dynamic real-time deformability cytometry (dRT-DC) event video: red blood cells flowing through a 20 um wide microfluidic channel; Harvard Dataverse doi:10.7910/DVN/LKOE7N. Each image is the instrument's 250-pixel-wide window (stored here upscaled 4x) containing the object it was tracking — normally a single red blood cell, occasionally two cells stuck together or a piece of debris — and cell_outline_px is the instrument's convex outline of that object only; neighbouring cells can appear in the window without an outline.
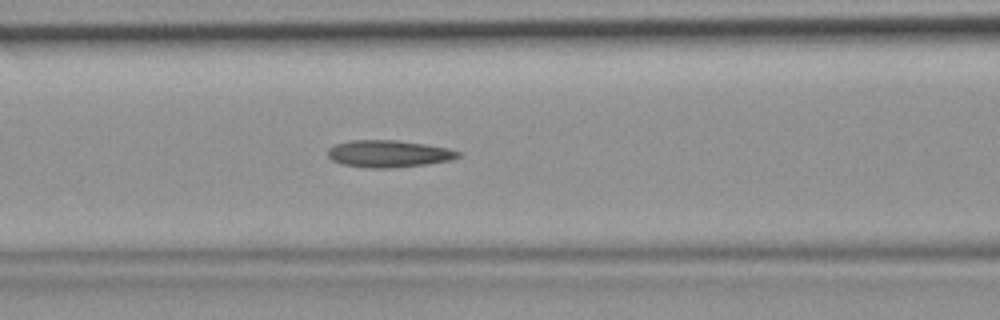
{"species": "common noctule bat (a hibernating species)", "species_latin": "Nyctalus noctula", "temperature_condition": "room temperature", "stored_images_in_passage": 42, "camera_frame_rate_fps": 3000, "um_per_image_px": 0.085, "animal": {"sex": "female", "body_mass_g": 19.9}, "frame": {"image": 1, "passage_image": 15, "time_ms": 4.667, "image_size_px": [1000, 320], "cell_outline_px": [[460, 156], [452, 160], [428, 164], [388, 168], [368, 168], [340, 164], [332, 160], [328, 156], [328, 148], [336, 144], [348, 140], [396, 140], [428, 144], [448, 148], [460, 152]], "centroid_in_image_um": [33.03, 13.06], "position_along_channel_um": 133.6, "area_um2": 20.75}}
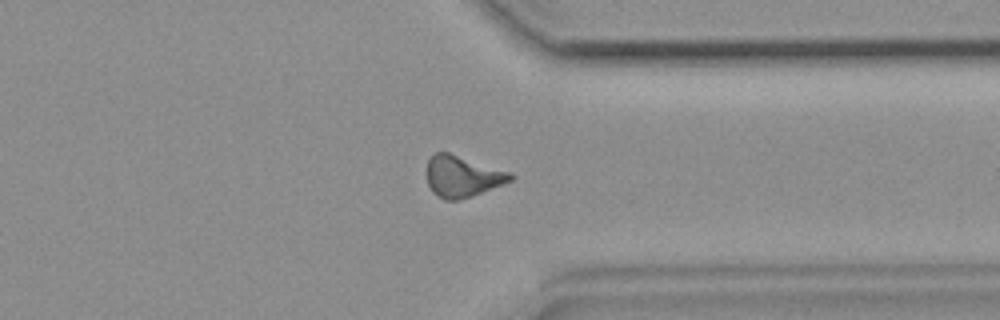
{"frame": {"image": 2, "passage_image": 31, "time_ms": 10.0, "image_size_px": [1000, 320], "cell_outline_px": [[516, 176], [512, 180], [504, 184], [472, 196], [456, 200], [444, 200], [436, 196], [432, 192], [428, 184], [428, 160], [436, 152], [448, 152], [512, 172]], "centroid_in_image_um": [39.34, 15.0], "position_along_channel_um": 372.1, "area_um2": 20.17}}
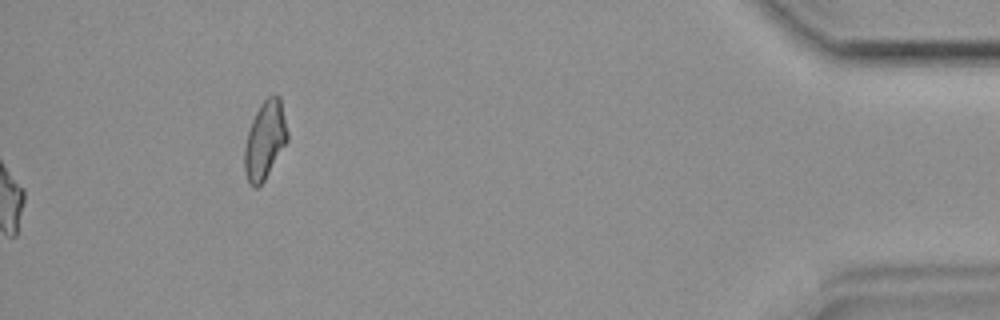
{"frame": {"image": 3, "passage_image": 42, "time_ms": 13.667, "image_size_px": [1000, 320], "cell_outline_px": [[288, 140], [264, 180], [256, 188], [252, 188], [244, 172], [244, 148], [248, 132], [252, 120], [260, 104], [272, 92], [280, 96], [288, 132]], "centroid_in_image_um": [22.52, 11.88], "position_along_channel_um": 412.7, "area_um2": 19.54}}